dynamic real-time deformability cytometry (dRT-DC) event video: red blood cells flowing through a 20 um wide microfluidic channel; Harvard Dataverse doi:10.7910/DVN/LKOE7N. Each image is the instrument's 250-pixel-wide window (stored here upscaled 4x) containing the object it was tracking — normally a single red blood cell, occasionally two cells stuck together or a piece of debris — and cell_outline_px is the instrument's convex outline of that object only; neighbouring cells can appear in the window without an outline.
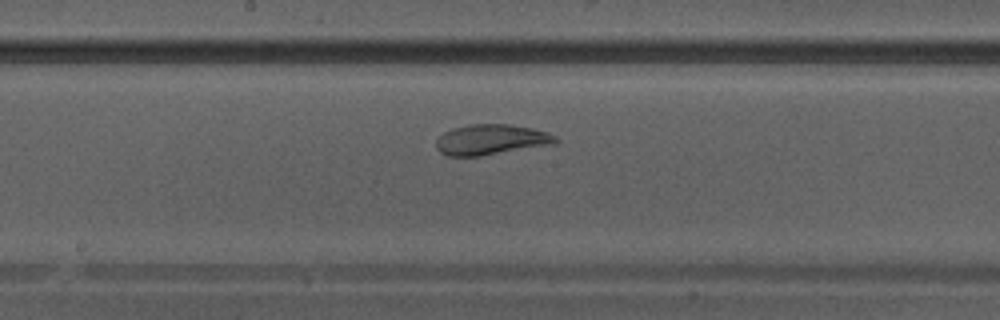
{"species": "Egyptian fruit bat (a non-hibernating species)", "species_latin": "Rousettus aegyptiacus", "temperature_condition": "warm", "stored_images_in_passage": 32, "camera_frame_rate_fps": 3000, "um_per_image_px": 0.085, "animal": {"sex": "male"}, "frame": {"image": 1, "passage_image": 14, "time_ms": 4.333, "image_size_px": [1000, 320], "cell_outline_px": [[560, 140], [552, 144], [480, 156], [448, 156], [440, 152], [436, 148], [436, 140], [444, 132], [452, 128], [468, 124], [512, 124], [532, 128], [548, 132], [556, 136]], "centroid_in_image_um": [41.73, 11.86], "position_along_channel_um": 206.5, "area_um2": 21.21}}